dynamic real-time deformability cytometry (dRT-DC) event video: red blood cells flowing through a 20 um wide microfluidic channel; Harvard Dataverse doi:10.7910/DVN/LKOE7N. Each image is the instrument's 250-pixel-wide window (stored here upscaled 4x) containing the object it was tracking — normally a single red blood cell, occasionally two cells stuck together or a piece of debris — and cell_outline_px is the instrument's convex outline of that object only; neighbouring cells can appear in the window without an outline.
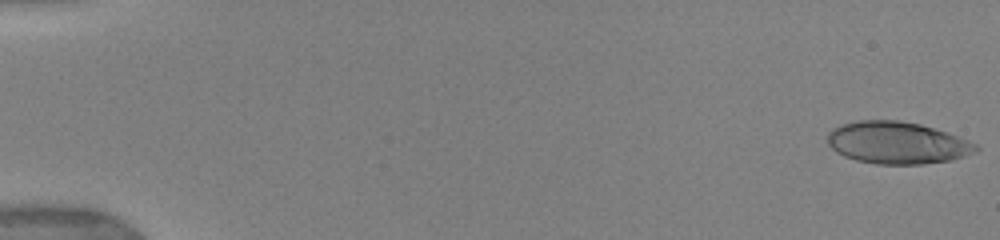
{"species": "human", "species_latin": "Homo sapiens", "temperature_condition": "warm", "stored_images_in_passage": 20, "camera_frame_rate_fps": 3000, "um_per_image_px": 0.085, "donor": {"sex": "female"}, "frame": {"image": 1, "passage_image": 1, "time_ms": 0.0, "image_size_px": [1000, 240], "cell_outline_px": [[980, 148], [976, 152], [952, 160], [920, 164], [876, 164], [856, 160], [844, 156], [836, 152], [828, 144], [828, 132], [832, 128], [840, 124], [860, 120], [900, 120], [920, 124], [948, 132], [968, 140], [976, 144]], "centroid_in_image_um": [76.26, 12.13], "position_along_channel_um": 8.7, "area_um2": 36.59}}
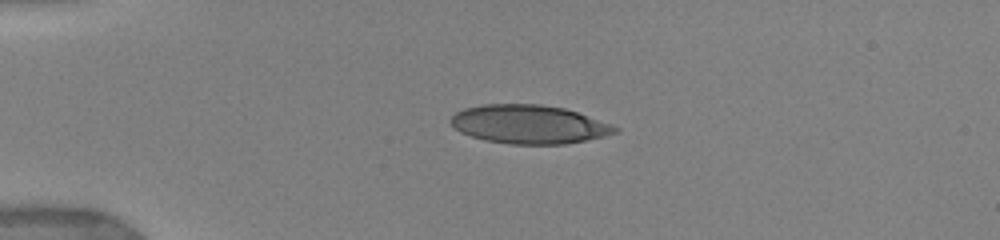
{"frame": {"image": 2, "passage_image": 6, "time_ms": 4.0, "image_size_px": [1000, 240], "cell_outline_px": [[620, 132], [604, 136], [564, 144], [508, 144], [484, 140], [460, 132], [448, 120], [456, 112], [464, 108], [484, 104], [540, 104], [564, 108], [612, 124], [620, 128]], "centroid_in_image_um": [44.97, 10.57], "position_along_channel_um": 40.0, "area_um2": 36.99}}
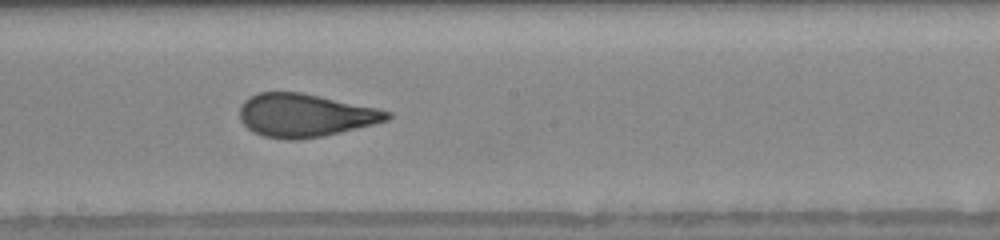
{"frame": {"image": 3, "passage_image": 19, "time_ms": 9.667, "image_size_px": [1000, 240], "cell_outline_px": [[392, 116], [388, 120], [324, 136], [300, 140], [288, 140], [264, 136], [252, 132], [240, 120], [240, 104], [248, 96], [260, 92], [300, 92], [376, 108], [392, 112]], "centroid_in_image_um": [25.88, 9.81], "position_along_channel_um": 222.3, "area_um2": 36.99}}